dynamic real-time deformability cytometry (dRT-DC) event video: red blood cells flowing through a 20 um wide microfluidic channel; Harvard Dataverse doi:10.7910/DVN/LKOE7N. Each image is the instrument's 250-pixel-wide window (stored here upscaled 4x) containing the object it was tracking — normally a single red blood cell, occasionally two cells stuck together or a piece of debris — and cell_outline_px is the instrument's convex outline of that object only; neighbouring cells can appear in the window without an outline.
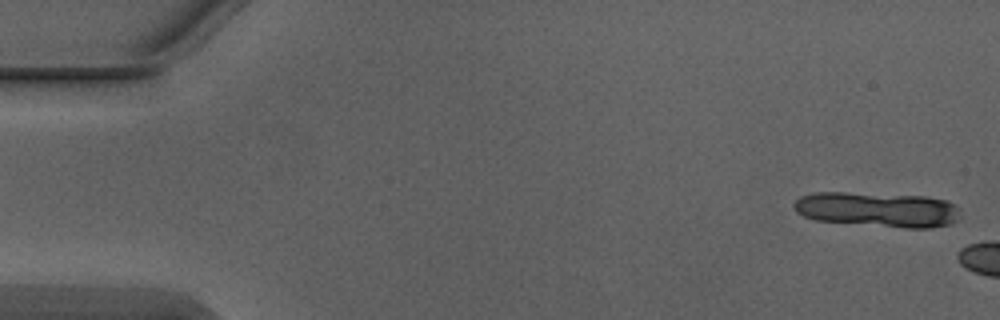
{"species": "Egyptian fruit bat (a non-hibernating species)", "species_latin": "Rousettus aegyptiacus", "temperature_condition": "warm", "stored_images_in_passage": 3, "camera_frame_rate_fps": 3000, "um_per_image_px": 0.085, "animal": {"sex": "male"}, "frame": {"image": 1, "passage_image": 1, "time_ms": 0.0, "image_size_px": [1000, 320], "cell_outline_px": [[960, 216], [952, 224], [932, 228], [904, 228], [816, 220], [804, 216], [796, 212], [792, 204], [800, 196], [812, 192], [848, 192], [924, 196], [948, 200], [960, 208]], "centroid_in_image_um": [74.62, 17.8], "position_along_channel_um": 10.4, "area_um2": 34.33}}